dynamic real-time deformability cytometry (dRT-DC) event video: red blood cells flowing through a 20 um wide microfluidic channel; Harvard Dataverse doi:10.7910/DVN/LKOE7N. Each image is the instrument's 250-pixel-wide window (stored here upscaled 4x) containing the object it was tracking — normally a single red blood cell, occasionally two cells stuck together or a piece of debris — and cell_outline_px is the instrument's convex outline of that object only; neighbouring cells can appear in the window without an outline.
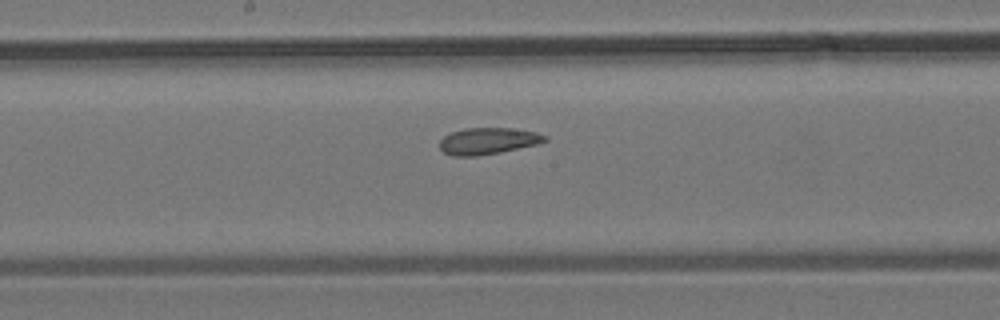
{"species": "common noctule bat (a hibernating species)", "species_latin": "Nyctalus noctula", "temperature_condition": "room temperature", "stored_images_in_passage": 6, "camera_frame_rate_fps": 3000, "um_per_image_px": 0.085, "animal": {"sex": "male", "body_mass_g": 19.2, "forearm_length_mm": 51.8}, "frame": {"image": 1, "passage_image": 5, "time_ms": 5.333, "image_size_px": [1000, 320], "cell_outline_px": [[548, 140], [536, 144], [500, 152], [476, 156], [452, 156], [444, 152], [440, 148], [440, 140], [444, 136], [452, 132], [464, 128], [512, 128], [536, 132], [548, 136]], "centroid_in_image_um": [41.47, 11.98], "position_along_channel_um": 206.7, "area_um2": 16.24}}